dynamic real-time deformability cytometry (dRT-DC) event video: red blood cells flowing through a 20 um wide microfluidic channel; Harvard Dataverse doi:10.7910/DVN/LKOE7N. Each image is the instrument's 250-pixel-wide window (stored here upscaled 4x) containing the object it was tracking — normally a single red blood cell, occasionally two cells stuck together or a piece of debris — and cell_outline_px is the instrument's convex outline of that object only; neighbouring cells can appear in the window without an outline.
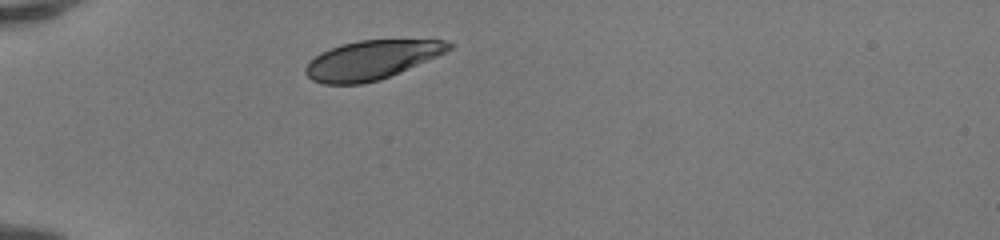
{"species": "human", "species_latin": "Homo sapiens", "temperature_condition": "room temperature", "stored_images_in_passage": 30, "camera_frame_rate_fps": 3000, "um_per_image_px": 0.085, "donor": {"sex": "female"}, "frame": {"image": 1, "passage_image": 1, "time_ms": 0.0, "image_size_px": [1000, 240], "cell_outline_px": [[452, 48], [436, 56], [400, 72], [380, 80], [360, 84], [324, 84], [312, 80], [304, 72], [304, 68], [320, 52], [340, 44], [360, 40], [444, 40], [452, 44]], "centroid_in_image_um": [31.54, 5.1], "position_along_channel_um": 53.5, "area_um2": 32.19}}
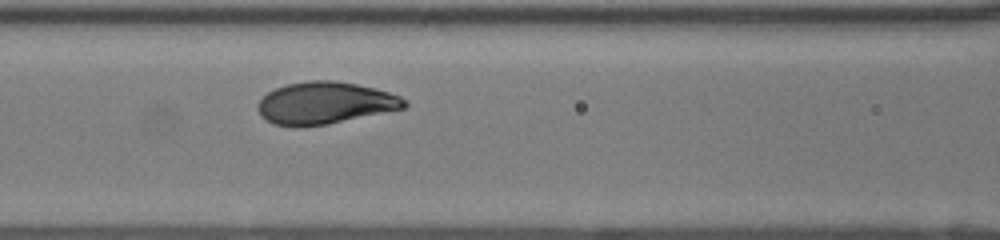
{"frame": {"image": 2, "passage_image": 9, "time_ms": 2.667, "image_size_px": [1000, 240], "cell_outline_px": [[408, 104], [404, 108], [328, 124], [272, 124], [260, 116], [256, 108], [260, 100], [268, 92], [276, 88], [288, 84], [308, 80], [332, 80], [356, 84], [388, 92], [400, 96], [408, 100]], "centroid_in_image_um": [27.63, 8.73], "position_along_channel_um": 139.0, "area_um2": 35.26}}
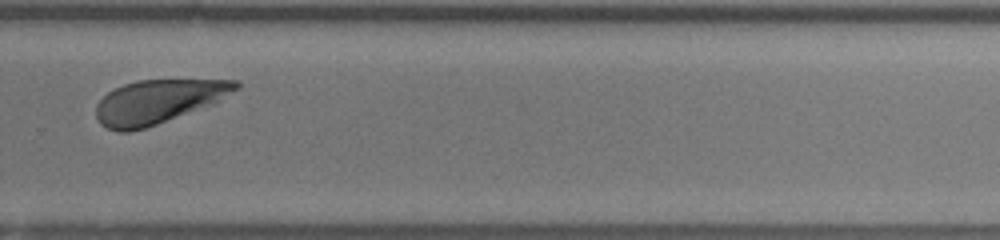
{"frame": {"image": 3, "passage_image": 22, "time_ms": 7.0, "image_size_px": [1000, 240], "cell_outline_px": [[240, 88], [212, 104], [156, 124], [144, 128], [128, 132], [116, 132], [100, 124], [96, 116], [96, 104], [108, 92], [124, 84], [136, 80], [240, 80]], "centroid_in_image_um": [13.43, 8.63], "position_along_channel_um": 316.4, "area_um2": 35.32}, "authors_computed_cell_mechanics": {"area_um2": 34.9112, "velocity_mm_per_s": 4.1077, "shape_relaxation_time_tau1_ms": 1.7043, "shape_relaxation_time_tau2_ms": null, "deformation_change_tau1": 0.142, "deformation_change_tau2": null}}